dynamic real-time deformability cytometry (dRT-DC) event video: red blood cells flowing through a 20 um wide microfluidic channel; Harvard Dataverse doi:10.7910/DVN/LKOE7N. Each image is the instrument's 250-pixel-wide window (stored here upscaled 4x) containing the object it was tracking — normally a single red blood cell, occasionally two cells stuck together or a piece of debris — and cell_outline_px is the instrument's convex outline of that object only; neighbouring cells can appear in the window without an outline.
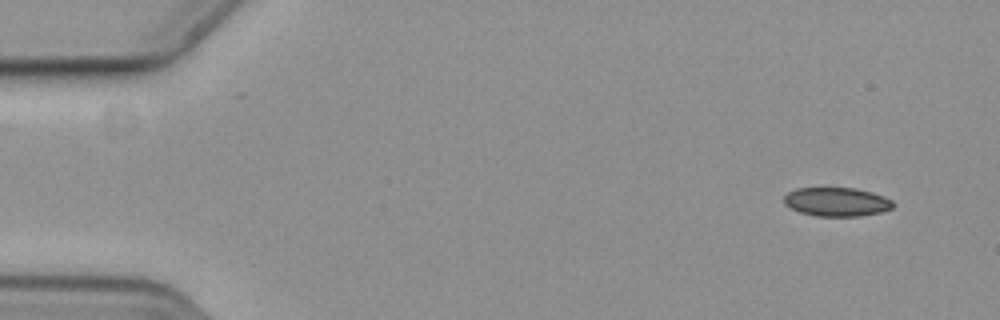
{"species": "common noctule bat (a hibernating species)", "species_latin": "Nyctalus noctula", "temperature_condition": "cold", "stored_images_in_passage": 54, "camera_frame_rate_fps": 3000, "um_per_image_px": 0.085, "animal": {"sex": "female", "body_mass_g": 19.3, "forearm_length_mm": 54.1}, "frame": {"image": 1, "passage_image": 1, "time_ms": 0.0, "image_size_px": [1000, 320], "cell_outline_px": [[896, 204], [892, 208], [880, 212], [860, 216], [816, 216], [800, 212], [784, 204], [784, 196], [788, 192], [796, 188], [852, 188], [872, 192], [884, 196], [892, 200]], "centroid_in_image_um": [71.13, 17.16], "position_along_channel_um": 13.9, "area_um2": 18.32}}
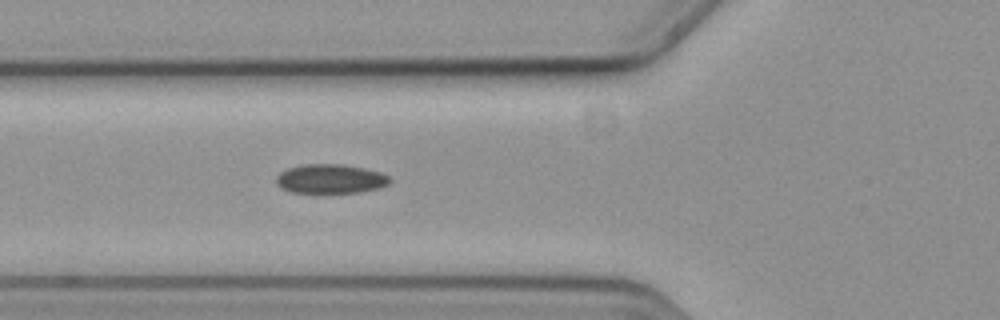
{"frame": {"image": 2, "passage_image": 18, "time_ms": 5.667, "image_size_px": [1000, 320], "cell_outline_px": [[392, 180], [388, 184], [380, 188], [360, 192], [292, 192], [280, 188], [276, 184], [276, 176], [280, 172], [288, 168], [304, 164], [340, 164], [364, 168], [380, 172], [388, 176]], "centroid_in_image_um": [28.08, 15.2], "position_along_channel_um": 97.7, "area_um2": 19.31}}
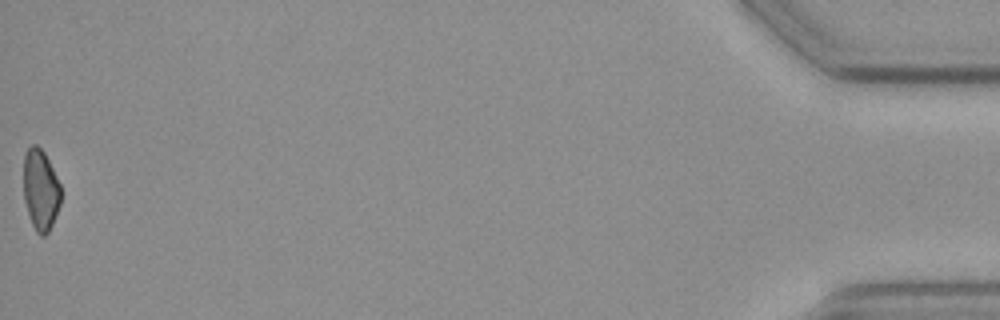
{"frame": {"image": 3, "passage_image": 54, "time_ms": 17.667, "image_size_px": [1000, 320], "cell_outline_px": [[60, 204], [52, 224], [48, 232], [44, 236], [40, 236], [36, 232], [32, 224], [24, 200], [24, 152], [32, 144], [36, 144], [44, 152], [60, 184]], "centroid_in_image_um": [3.44, 16.13], "position_along_channel_um": 431.8, "area_um2": 17.46}}